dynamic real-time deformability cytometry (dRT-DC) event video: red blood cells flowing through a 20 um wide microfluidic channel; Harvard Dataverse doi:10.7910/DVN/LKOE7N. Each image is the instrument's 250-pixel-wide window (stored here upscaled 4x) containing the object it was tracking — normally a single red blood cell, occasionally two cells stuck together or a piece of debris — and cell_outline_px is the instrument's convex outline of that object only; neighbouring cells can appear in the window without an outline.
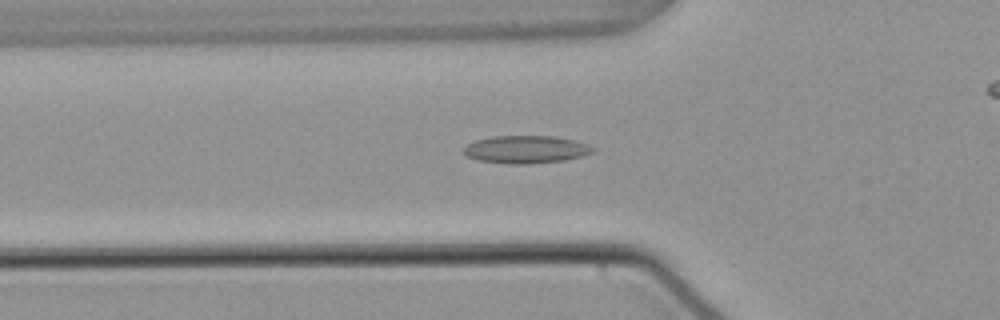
{"species": "common noctule bat (a hibernating species)", "species_latin": "Nyctalus noctula", "temperature_condition": "warm", "stored_images_in_passage": 54, "camera_frame_rate_fps": 3000, "um_per_image_px": 0.085, "animal": {"sex": "male", "body_mass_g": 21.5, "forearm_length_mm": 52.0}, "frame": {"image": 1, "passage_image": 18, "time_ms": 5.667, "image_size_px": [1000, 320], "cell_outline_px": [[596, 152], [564, 160], [528, 164], [508, 164], [476, 160], [468, 156], [464, 152], [464, 148], [468, 144], [476, 140], [492, 136], [552, 136], [572, 140], [588, 144], [596, 148]], "centroid_in_image_um": [44.72, 12.7], "position_along_channel_um": 81.1, "area_um2": 20.81}}
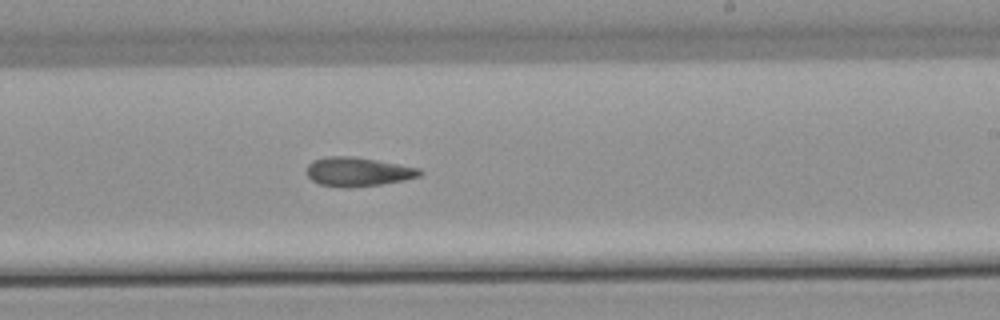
{"frame": {"image": 2, "passage_image": 32, "time_ms": 10.333, "image_size_px": [1000, 320], "cell_outline_px": [[424, 172], [420, 176], [404, 180], [380, 184], [352, 188], [348, 188], [320, 184], [312, 180], [308, 176], [308, 164], [312, 160], [324, 156], [352, 156], [376, 160], [420, 168]], "centroid_in_image_um": [30.43, 14.59], "position_along_channel_um": 258.6, "area_um2": 19.13}}
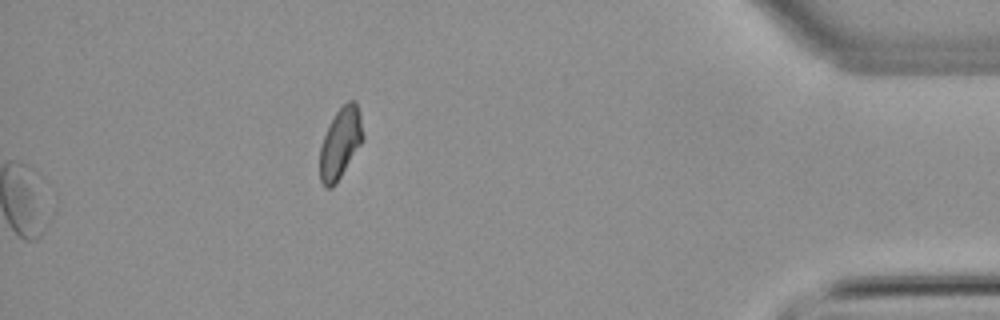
{"frame": {"image": 3, "passage_image": 54, "time_ms": 17.667, "image_size_px": [1000, 320], "cell_outline_px": [[364, 140], [336, 184], [332, 188], [324, 188], [320, 180], [320, 148], [324, 136], [336, 112], [348, 100], [356, 100], [360, 112], [364, 136]], "centroid_in_image_um": [28.95, 12.18], "position_along_channel_um": 406.2, "area_um2": 17.86}, "authors_computed_cell_mechanics": {"area_um2": 19.3919, "velocity_mm_per_s": 3.8053, "shape_relaxation_time_tau1_ms": null, "shape_relaxation_time_tau2_ms": 8.7527, "deformation_change_tau1": null, "deformation_change_tau2": 0.1778}}